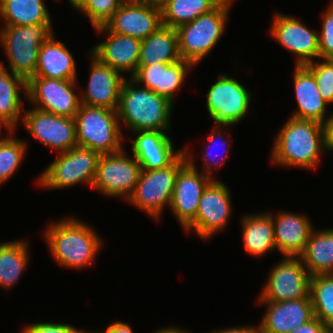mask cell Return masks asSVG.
I'll use <instances>...</instances> for the list:
<instances>
[{
	"label": "cell",
	"instance_id": "6da1fadb",
	"mask_svg": "<svg viewBox=\"0 0 333 333\" xmlns=\"http://www.w3.org/2000/svg\"><path fill=\"white\" fill-rule=\"evenodd\" d=\"M277 133L270 158L277 166L314 170L328 151L325 126L319 122L289 116Z\"/></svg>",
	"mask_w": 333,
	"mask_h": 333
},
{
	"label": "cell",
	"instance_id": "7a4b0ae2",
	"mask_svg": "<svg viewBox=\"0 0 333 333\" xmlns=\"http://www.w3.org/2000/svg\"><path fill=\"white\" fill-rule=\"evenodd\" d=\"M44 232L53 259L66 268L90 267L103 246L96 230L74 216L49 223Z\"/></svg>",
	"mask_w": 333,
	"mask_h": 333
},
{
	"label": "cell",
	"instance_id": "3957f363",
	"mask_svg": "<svg viewBox=\"0 0 333 333\" xmlns=\"http://www.w3.org/2000/svg\"><path fill=\"white\" fill-rule=\"evenodd\" d=\"M173 105L170 100L139 85L131 77L126 78L121 87L116 110L120 127L124 125L131 133L167 132L171 127Z\"/></svg>",
	"mask_w": 333,
	"mask_h": 333
},
{
	"label": "cell",
	"instance_id": "277c9868",
	"mask_svg": "<svg viewBox=\"0 0 333 333\" xmlns=\"http://www.w3.org/2000/svg\"><path fill=\"white\" fill-rule=\"evenodd\" d=\"M52 24L0 26V44L5 50L9 67L0 61L3 71L26 81L35 75L40 46L54 33Z\"/></svg>",
	"mask_w": 333,
	"mask_h": 333
},
{
	"label": "cell",
	"instance_id": "5b68a950",
	"mask_svg": "<svg viewBox=\"0 0 333 333\" xmlns=\"http://www.w3.org/2000/svg\"><path fill=\"white\" fill-rule=\"evenodd\" d=\"M234 0H223L212 11L176 28L181 59L196 66L212 51L224 34Z\"/></svg>",
	"mask_w": 333,
	"mask_h": 333
},
{
	"label": "cell",
	"instance_id": "8992f818",
	"mask_svg": "<svg viewBox=\"0 0 333 333\" xmlns=\"http://www.w3.org/2000/svg\"><path fill=\"white\" fill-rule=\"evenodd\" d=\"M77 146L99 154H113L123 149L124 134L116 110L81 104L76 116Z\"/></svg>",
	"mask_w": 333,
	"mask_h": 333
},
{
	"label": "cell",
	"instance_id": "52a82bcc",
	"mask_svg": "<svg viewBox=\"0 0 333 333\" xmlns=\"http://www.w3.org/2000/svg\"><path fill=\"white\" fill-rule=\"evenodd\" d=\"M56 157L38 176L39 186L50 190H59L80 183L92 187L101 154L89 148L76 146L57 153Z\"/></svg>",
	"mask_w": 333,
	"mask_h": 333
},
{
	"label": "cell",
	"instance_id": "ba28073f",
	"mask_svg": "<svg viewBox=\"0 0 333 333\" xmlns=\"http://www.w3.org/2000/svg\"><path fill=\"white\" fill-rule=\"evenodd\" d=\"M186 163V155L182 152L167 167L142 170L127 202L144 210L149 217L159 220L163 209L171 204L177 174Z\"/></svg>",
	"mask_w": 333,
	"mask_h": 333
},
{
	"label": "cell",
	"instance_id": "9c48e42d",
	"mask_svg": "<svg viewBox=\"0 0 333 333\" xmlns=\"http://www.w3.org/2000/svg\"><path fill=\"white\" fill-rule=\"evenodd\" d=\"M252 92L237 79L219 74L206 94V109L213 125L238 124L249 112Z\"/></svg>",
	"mask_w": 333,
	"mask_h": 333
},
{
	"label": "cell",
	"instance_id": "30bf717a",
	"mask_svg": "<svg viewBox=\"0 0 333 333\" xmlns=\"http://www.w3.org/2000/svg\"><path fill=\"white\" fill-rule=\"evenodd\" d=\"M142 167L136 158L126 156L124 148L113 154H102L93 189L105 196L122 197L127 201L138 183Z\"/></svg>",
	"mask_w": 333,
	"mask_h": 333
},
{
	"label": "cell",
	"instance_id": "8fae6325",
	"mask_svg": "<svg viewBox=\"0 0 333 333\" xmlns=\"http://www.w3.org/2000/svg\"><path fill=\"white\" fill-rule=\"evenodd\" d=\"M269 272L257 301L282 302L311 298V276L301 257L284 256Z\"/></svg>",
	"mask_w": 333,
	"mask_h": 333
},
{
	"label": "cell",
	"instance_id": "7c38bea8",
	"mask_svg": "<svg viewBox=\"0 0 333 333\" xmlns=\"http://www.w3.org/2000/svg\"><path fill=\"white\" fill-rule=\"evenodd\" d=\"M231 196L228 187L222 181L213 179L200 198L195 219L184 229L194 231L202 240L210 239L227 228L232 215Z\"/></svg>",
	"mask_w": 333,
	"mask_h": 333
},
{
	"label": "cell",
	"instance_id": "4fadbf2b",
	"mask_svg": "<svg viewBox=\"0 0 333 333\" xmlns=\"http://www.w3.org/2000/svg\"><path fill=\"white\" fill-rule=\"evenodd\" d=\"M77 81L33 76L27 81V98L33 108L74 118L81 106Z\"/></svg>",
	"mask_w": 333,
	"mask_h": 333
},
{
	"label": "cell",
	"instance_id": "5bb4252c",
	"mask_svg": "<svg viewBox=\"0 0 333 333\" xmlns=\"http://www.w3.org/2000/svg\"><path fill=\"white\" fill-rule=\"evenodd\" d=\"M182 149L186 155L187 163L177 174L169 208L182 228L185 229L195 219L200 198L213 179L202 172L200 174L196 167L194 154L188 146Z\"/></svg>",
	"mask_w": 333,
	"mask_h": 333
},
{
	"label": "cell",
	"instance_id": "9a60e30c",
	"mask_svg": "<svg viewBox=\"0 0 333 333\" xmlns=\"http://www.w3.org/2000/svg\"><path fill=\"white\" fill-rule=\"evenodd\" d=\"M22 124L34 139L52 148L55 153L77 146L74 118L31 108L24 111Z\"/></svg>",
	"mask_w": 333,
	"mask_h": 333
},
{
	"label": "cell",
	"instance_id": "2e32d148",
	"mask_svg": "<svg viewBox=\"0 0 333 333\" xmlns=\"http://www.w3.org/2000/svg\"><path fill=\"white\" fill-rule=\"evenodd\" d=\"M270 36L279 45L296 56V66H303L319 59V32L309 29L298 17L276 12Z\"/></svg>",
	"mask_w": 333,
	"mask_h": 333
},
{
	"label": "cell",
	"instance_id": "e0dca14e",
	"mask_svg": "<svg viewBox=\"0 0 333 333\" xmlns=\"http://www.w3.org/2000/svg\"><path fill=\"white\" fill-rule=\"evenodd\" d=\"M162 25L160 5L129 2L122 3L104 26L112 33L144 40Z\"/></svg>",
	"mask_w": 333,
	"mask_h": 333
},
{
	"label": "cell",
	"instance_id": "ac0fdd59",
	"mask_svg": "<svg viewBox=\"0 0 333 333\" xmlns=\"http://www.w3.org/2000/svg\"><path fill=\"white\" fill-rule=\"evenodd\" d=\"M97 33H105L106 40L91 48L90 52L103 64L132 77L138 69L141 40L110 32L105 26L94 28Z\"/></svg>",
	"mask_w": 333,
	"mask_h": 333
},
{
	"label": "cell",
	"instance_id": "d6986e66",
	"mask_svg": "<svg viewBox=\"0 0 333 333\" xmlns=\"http://www.w3.org/2000/svg\"><path fill=\"white\" fill-rule=\"evenodd\" d=\"M90 76L84 93L80 94L81 104L117 110L122 84L126 77L118 70L103 64L90 51Z\"/></svg>",
	"mask_w": 333,
	"mask_h": 333
},
{
	"label": "cell",
	"instance_id": "ffe728a7",
	"mask_svg": "<svg viewBox=\"0 0 333 333\" xmlns=\"http://www.w3.org/2000/svg\"><path fill=\"white\" fill-rule=\"evenodd\" d=\"M257 303L267 309L258 325L259 333H289L314 318L311 298Z\"/></svg>",
	"mask_w": 333,
	"mask_h": 333
},
{
	"label": "cell",
	"instance_id": "44dd1931",
	"mask_svg": "<svg viewBox=\"0 0 333 333\" xmlns=\"http://www.w3.org/2000/svg\"><path fill=\"white\" fill-rule=\"evenodd\" d=\"M194 65L186 60L173 64L156 63L138 66L137 72L131 77L139 85L161 95L172 103L185 82V78Z\"/></svg>",
	"mask_w": 333,
	"mask_h": 333
},
{
	"label": "cell",
	"instance_id": "7402d4cb",
	"mask_svg": "<svg viewBox=\"0 0 333 333\" xmlns=\"http://www.w3.org/2000/svg\"><path fill=\"white\" fill-rule=\"evenodd\" d=\"M135 138L131 141L132 155L142 167V170H155L167 167L182 152L174 150L172 139L168 132L137 131L132 132Z\"/></svg>",
	"mask_w": 333,
	"mask_h": 333
},
{
	"label": "cell",
	"instance_id": "603a6c76",
	"mask_svg": "<svg viewBox=\"0 0 333 333\" xmlns=\"http://www.w3.org/2000/svg\"><path fill=\"white\" fill-rule=\"evenodd\" d=\"M274 224L275 246L283 256L300 257L315 229L306 215L270 211Z\"/></svg>",
	"mask_w": 333,
	"mask_h": 333
},
{
	"label": "cell",
	"instance_id": "cb8c5ba5",
	"mask_svg": "<svg viewBox=\"0 0 333 333\" xmlns=\"http://www.w3.org/2000/svg\"><path fill=\"white\" fill-rule=\"evenodd\" d=\"M298 108L290 117L326 123L328 102L322 98L314 74L305 66H296L293 73Z\"/></svg>",
	"mask_w": 333,
	"mask_h": 333
},
{
	"label": "cell",
	"instance_id": "d4e9b609",
	"mask_svg": "<svg viewBox=\"0 0 333 333\" xmlns=\"http://www.w3.org/2000/svg\"><path fill=\"white\" fill-rule=\"evenodd\" d=\"M34 76L77 81L75 59L54 33L40 46Z\"/></svg>",
	"mask_w": 333,
	"mask_h": 333
},
{
	"label": "cell",
	"instance_id": "484cf974",
	"mask_svg": "<svg viewBox=\"0 0 333 333\" xmlns=\"http://www.w3.org/2000/svg\"><path fill=\"white\" fill-rule=\"evenodd\" d=\"M19 90L27 98V81L0 67V134L2 128L16 131L22 121L25 108Z\"/></svg>",
	"mask_w": 333,
	"mask_h": 333
},
{
	"label": "cell",
	"instance_id": "4316f807",
	"mask_svg": "<svg viewBox=\"0 0 333 333\" xmlns=\"http://www.w3.org/2000/svg\"><path fill=\"white\" fill-rule=\"evenodd\" d=\"M255 214V215H254ZM244 214L241 220L245 250L253 256L275 252L274 224L272 216L265 213Z\"/></svg>",
	"mask_w": 333,
	"mask_h": 333
},
{
	"label": "cell",
	"instance_id": "83f0119b",
	"mask_svg": "<svg viewBox=\"0 0 333 333\" xmlns=\"http://www.w3.org/2000/svg\"><path fill=\"white\" fill-rule=\"evenodd\" d=\"M179 60L181 56L175 28L162 25L157 31L141 40L138 66L156 63L173 64Z\"/></svg>",
	"mask_w": 333,
	"mask_h": 333
},
{
	"label": "cell",
	"instance_id": "f1b7e54d",
	"mask_svg": "<svg viewBox=\"0 0 333 333\" xmlns=\"http://www.w3.org/2000/svg\"><path fill=\"white\" fill-rule=\"evenodd\" d=\"M300 257L310 276L333 274V228L314 229Z\"/></svg>",
	"mask_w": 333,
	"mask_h": 333
},
{
	"label": "cell",
	"instance_id": "f546056e",
	"mask_svg": "<svg viewBox=\"0 0 333 333\" xmlns=\"http://www.w3.org/2000/svg\"><path fill=\"white\" fill-rule=\"evenodd\" d=\"M45 0H0L2 26L52 24Z\"/></svg>",
	"mask_w": 333,
	"mask_h": 333
},
{
	"label": "cell",
	"instance_id": "4dcf8cb0",
	"mask_svg": "<svg viewBox=\"0 0 333 333\" xmlns=\"http://www.w3.org/2000/svg\"><path fill=\"white\" fill-rule=\"evenodd\" d=\"M29 240L0 243V286L10 290L20 280L29 263Z\"/></svg>",
	"mask_w": 333,
	"mask_h": 333
},
{
	"label": "cell",
	"instance_id": "1f68e13d",
	"mask_svg": "<svg viewBox=\"0 0 333 333\" xmlns=\"http://www.w3.org/2000/svg\"><path fill=\"white\" fill-rule=\"evenodd\" d=\"M223 0H165L161 5L162 24L178 26L194 21L216 8Z\"/></svg>",
	"mask_w": 333,
	"mask_h": 333
},
{
	"label": "cell",
	"instance_id": "d6a6232c",
	"mask_svg": "<svg viewBox=\"0 0 333 333\" xmlns=\"http://www.w3.org/2000/svg\"><path fill=\"white\" fill-rule=\"evenodd\" d=\"M310 297L314 317L333 329V274L311 276Z\"/></svg>",
	"mask_w": 333,
	"mask_h": 333
},
{
	"label": "cell",
	"instance_id": "836d02e7",
	"mask_svg": "<svg viewBox=\"0 0 333 333\" xmlns=\"http://www.w3.org/2000/svg\"><path fill=\"white\" fill-rule=\"evenodd\" d=\"M7 133L0 138V186L17 172L28 149L27 141L14 137V130Z\"/></svg>",
	"mask_w": 333,
	"mask_h": 333
},
{
	"label": "cell",
	"instance_id": "e575fe53",
	"mask_svg": "<svg viewBox=\"0 0 333 333\" xmlns=\"http://www.w3.org/2000/svg\"><path fill=\"white\" fill-rule=\"evenodd\" d=\"M121 0H77L71 7L88 17L93 28L104 26L118 10Z\"/></svg>",
	"mask_w": 333,
	"mask_h": 333
},
{
	"label": "cell",
	"instance_id": "d590c367",
	"mask_svg": "<svg viewBox=\"0 0 333 333\" xmlns=\"http://www.w3.org/2000/svg\"><path fill=\"white\" fill-rule=\"evenodd\" d=\"M231 125H213L212 126V131L210 132L208 136V147L206 148L207 152L203 153V155L201 156V159L203 160V169L200 170L202 171V173L204 175H207L209 176L210 178L212 179H216L215 177L212 176V172H213V169L217 168L219 169L222 165H224V163L226 162V156H228V153H229V148H225V150H221L223 152H225V155L224 153H221V156L219 157L217 154H218V151L216 152V154L212 153V151H210V147L212 149V147L214 148L215 146L217 145H220V144H217V139H220L222 138L221 136H223V134L228 131V128H230ZM223 128V129H222ZM227 129V130H226ZM225 130V131H224ZM222 133V134H221ZM228 134V137H226V135ZM229 132L225 133L224 134V137L225 138L223 141H221V146L222 144L225 146L229 141L230 139V136H229ZM228 139V140H227ZM221 140V139H220ZM214 144V145H213ZM226 147V146H225ZM209 151V152H208ZM216 151V150H215ZM214 154V155H213ZM218 158H217V156ZM213 162V163H212ZM206 166V167H205Z\"/></svg>",
	"mask_w": 333,
	"mask_h": 333
},
{
	"label": "cell",
	"instance_id": "8d00e7d4",
	"mask_svg": "<svg viewBox=\"0 0 333 333\" xmlns=\"http://www.w3.org/2000/svg\"><path fill=\"white\" fill-rule=\"evenodd\" d=\"M305 66L314 74L319 92L328 104L333 103V60L317 59Z\"/></svg>",
	"mask_w": 333,
	"mask_h": 333
},
{
	"label": "cell",
	"instance_id": "74e56055",
	"mask_svg": "<svg viewBox=\"0 0 333 333\" xmlns=\"http://www.w3.org/2000/svg\"><path fill=\"white\" fill-rule=\"evenodd\" d=\"M319 32V58L333 60V0L323 13Z\"/></svg>",
	"mask_w": 333,
	"mask_h": 333
},
{
	"label": "cell",
	"instance_id": "f35d334b",
	"mask_svg": "<svg viewBox=\"0 0 333 333\" xmlns=\"http://www.w3.org/2000/svg\"><path fill=\"white\" fill-rule=\"evenodd\" d=\"M79 328L65 323L36 322L27 324L20 333H77Z\"/></svg>",
	"mask_w": 333,
	"mask_h": 333
},
{
	"label": "cell",
	"instance_id": "ab89813d",
	"mask_svg": "<svg viewBox=\"0 0 333 333\" xmlns=\"http://www.w3.org/2000/svg\"><path fill=\"white\" fill-rule=\"evenodd\" d=\"M289 333H328V329L324 323H322L318 318L314 317L309 322L299 326Z\"/></svg>",
	"mask_w": 333,
	"mask_h": 333
},
{
	"label": "cell",
	"instance_id": "60d3db41",
	"mask_svg": "<svg viewBox=\"0 0 333 333\" xmlns=\"http://www.w3.org/2000/svg\"><path fill=\"white\" fill-rule=\"evenodd\" d=\"M209 333H259L258 331V326H254V325H251V326H241V327H230L228 329L226 328H222L220 330H216L215 331H210Z\"/></svg>",
	"mask_w": 333,
	"mask_h": 333
},
{
	"label": "cell",
	"instance_id": "b9f144b4",
	"mask_svg": "<svg viewBox=\"0 0 333 333\" xmlns=\"http://www.w3.org/2000/svg\"><path fill=\"white\" fill-rule=\"evenodd\" d=\"M102 333H133L129 324L121 321H114Z\"/></svg>",
	"mask_w": 333,
	"mask_h": 333
},
{
	"label": "cell",
	"instance_id": "7bdbcfd3",
	"mask_svg": "<svg viewBox=\"0 0 333 333\" xmlns=\"http://www.w3.org/2000/svg\"><path fill=\"white\" fill-rule=\"evenodd\" d=\"M331 113V114H330ZM329 113V117L325 123L326 147L328 151H333V112Z\"/></svg>",
	"mask_w": 333,
	"mask_h": 333
},
{
	"label": "cell",
	"instance_id": "ee69618b",
	"mask_svg": "<svg viewBox=\"0 0 333 333\" xmlns=\"http://www.w3.org/2000/svg\"><path fill=\"white\" fill-rule=\"evenodd\" d=\"M154 333H190L188 332L187 330H182L181 328L179 327H163V328H160V329H157Z\"/></svg>",
	"mask_w": 333,
	"mask_h": 333
},
{
	"label": "cell",
	"instance_id": "f6af8a7d",
	"mask_svg": "<svg viewBox=\"0 0 333 333\" xmlns=\"http://www.w3.org/2000/svg\"><path fill=\"white\" fill-rule=\"evenodd\" d=\"M165 0H142V2L153 3L157 5H161Z\"/></svg>",
	"mask_w": 333,
	"mask_h": 333
},
{
	"label": "cell",
	"instance_id": "bcb514c9",
	"mask_svg": "<svg viewBox=\"0 0 333 333\" xmlns=\"http://www.w3.org/2000/svg\"><path fill=\"white\" fill-rule=\"evenodd\" d=\"M123 3H129V2H142V0H121Z\"/></svg>",
	"mask_w": 333,
	"mask_h": 333
},
{
	"label": "cell",
	"instance_id": "7dc6e473",
	"mask_svg": "<svg viewBox=\"0 0 333 333\" xmlns=\"http://www.w3.org/2000/svg\"><path fill=\"white\" fill-rule=\"evenodd\" d=\"M77 333H96L95 331L92 332V331H85V330H80L78 329ZM99 333V332H98ZM101 333V332H100Z\"/></svg>",
	"mask_w": 333,
	"mask_h": 333
},
{
	"label": "cell",
	"instance_id": "c3c4849f",
	"mask_svg": "<svg viewBox=\"0 0 333 333\" xmlns=\"http://www.w3.org/2000/svg\"><path fill=\"white\" fill-rule=\"evenodd\" d=\"M70 4H71V6L77 1V0H67Z\"/></svg>",
	"mask_w": 333,
	"mask_h": 333
},
{
	"label": "cell",
	"instance_id": "681fc988",
	"mask_svg": "<svg viewBox=\"0 0 333 333\" xmlns=\"http://www.w3.org/2000/svg\"><path fill=\"white\" fill-rule=\"evenodd\" d=\"M328 333H333V329L332 330H328Z\"/></svg>",
	"mask_w": 333,
	"mask_h": 333
}]
</instances>
